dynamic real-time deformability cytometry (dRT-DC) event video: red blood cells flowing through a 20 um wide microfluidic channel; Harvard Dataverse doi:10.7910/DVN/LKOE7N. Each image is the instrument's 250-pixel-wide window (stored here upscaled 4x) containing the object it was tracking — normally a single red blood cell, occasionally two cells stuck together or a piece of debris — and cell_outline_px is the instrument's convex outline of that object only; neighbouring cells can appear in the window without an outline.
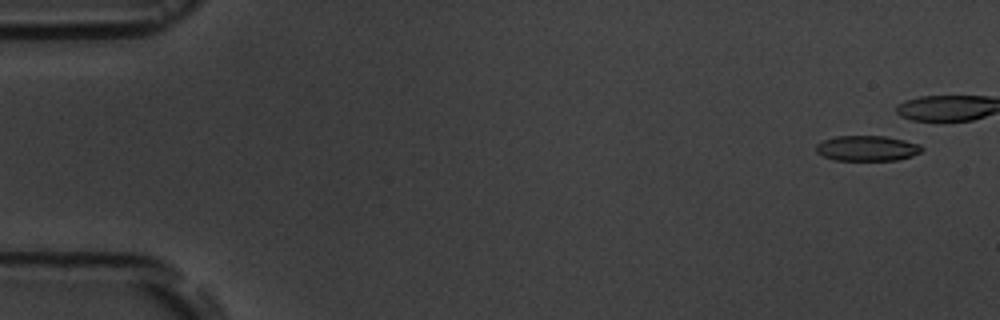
{"species": "common noctule bat (a hibernating species)", "species_latin": "Nyctalus noctula", "temperature_condition": "room temperature", "stored_images_in_passage": 4, "camera_frame_rate_fps": 3000, "um_per_image_px": 0.085, "animal": {"sex": "male", "body_mass_g": 19.5, "forearm_length_mm": 54.6}, "frame": {"image": 1, "passage_image": 1, "time_ms": 0.0, "image_size_px": [1000, 320], "cell_outline_px": [[924, 148], [920, 152], [912, 156], [896, 160], [832, 160], [816, 152], [816, 144], [824, 140], [836, 136], [884, 136], [904, 140], [920, 144]], "centroid_in_image_um": [73.7, 12.6], "position_along_channel_um": 11.3, "area_um2": 15.61}}